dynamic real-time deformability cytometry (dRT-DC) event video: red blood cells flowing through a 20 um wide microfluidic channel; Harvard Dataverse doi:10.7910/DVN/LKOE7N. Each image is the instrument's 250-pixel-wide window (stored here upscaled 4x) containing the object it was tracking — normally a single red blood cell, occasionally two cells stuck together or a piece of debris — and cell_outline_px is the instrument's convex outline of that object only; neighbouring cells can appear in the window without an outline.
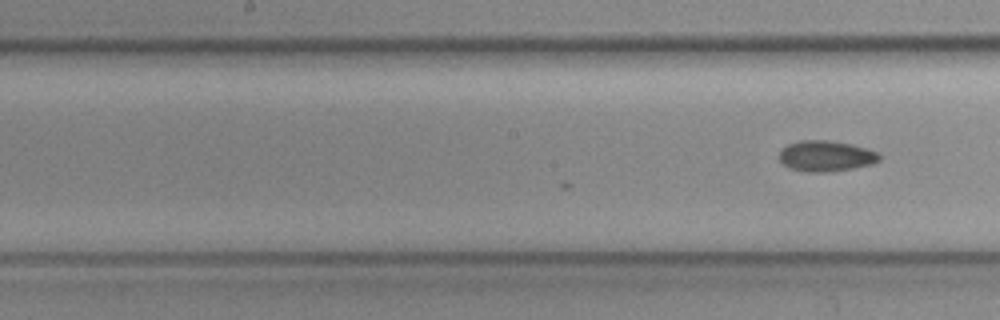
{"species": "common noctule bat (a hibernating species)", "species_latin": "Nyctalus noctula", "temperature_condition": "cold", "stored_images_in_passage": 16, "camera_frame_rate_fps": 3000, "um_per_image_px": 0.085, "animal": {"sex": "female", "body_mass_g": 19.3, "forearm_length_mm": 54.1}, "frame": {"image": 1, "passage_image": 16, "time_ms": 5.0, "image_size_px": [1000, 320], "cell_outline_px": [[880, 160], [872, 164], [852, 168], [824, 172], [804, 172], [788, 168], [780, 160], [780, 152], [788, 144], [800, 140], [828, 140], [848, 144], [864, 148], [876, 152], [880, 156]], "centroid_in_image_um": [70.17, 13.27], "position_along_channel_um": 178.0, "area_um2": 17.69}}